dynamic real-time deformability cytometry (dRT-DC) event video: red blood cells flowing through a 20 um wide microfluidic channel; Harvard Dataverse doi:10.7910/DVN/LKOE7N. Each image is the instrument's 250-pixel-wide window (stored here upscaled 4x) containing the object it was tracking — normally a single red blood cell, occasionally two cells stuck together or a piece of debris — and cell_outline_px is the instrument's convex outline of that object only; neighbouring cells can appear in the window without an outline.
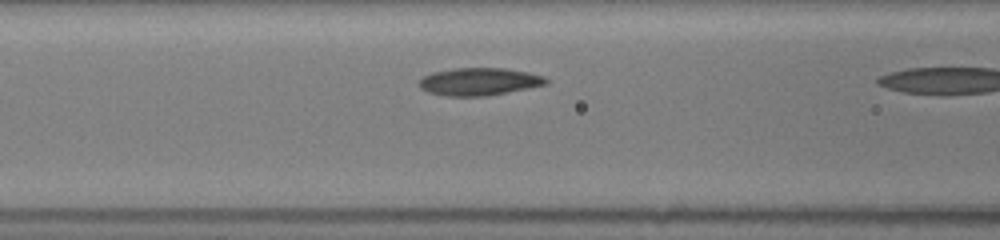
{"species": "common noctule bat (a hibernating species)", "species_latin": "Nyctalus noctula", "temperature_condition": "room temperature", "stored_images_in_passage": 8, "camera_frame_rate_fps": 3000, "um_per_image_px": 0.085, "animal": {"sex": "female", "body_mass_g": 19.5, "forearm_length_mm": 54.1}, "frame": {"image": 1, "passage_image": 7, "time_ms": 2.0, "image_size_px": [1000, 240], "cell_outline_px": [[548, 84], [484, 96], [448, 96], [428, 92], [420, 88], [420, 80], [424, 76], [432, 72], [456, 68], [504, 68], [528, 72], [544, 76], [548, 80]], "centroid_in_image_um": [40.73, 6.93], "position_along_channel_um": 125.9, "area_um2": 20.17}}